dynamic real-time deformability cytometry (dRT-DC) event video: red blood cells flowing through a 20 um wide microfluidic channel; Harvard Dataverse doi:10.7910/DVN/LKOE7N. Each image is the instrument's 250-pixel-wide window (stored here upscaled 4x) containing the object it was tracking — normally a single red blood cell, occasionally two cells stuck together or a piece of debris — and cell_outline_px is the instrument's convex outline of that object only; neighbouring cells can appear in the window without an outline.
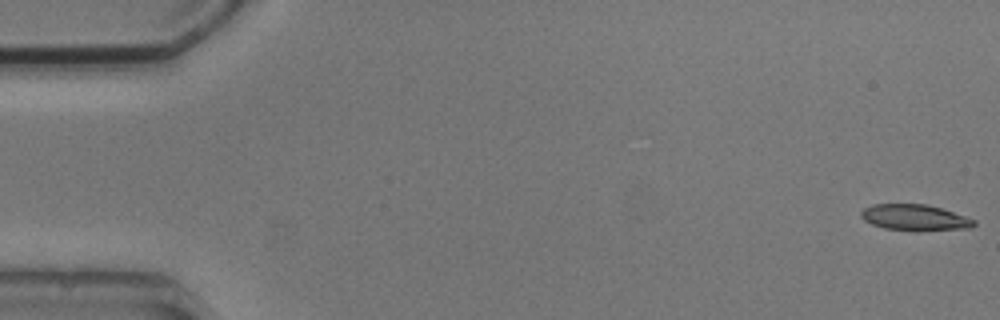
{"species": "common noctule bat (a hibernating species)", "species_latin": "Nyctalus noctula", "temperature_condition": "cold", "stored_images_in_passage": 4, "camera_frame_rate_fps": 3000, "um_per_image_px": 0.085, "animal": {"sex": "male", "body_mass_g": 20.5, "forearm_length_mm": 52.5}, "frame": {"image": 1, "passage_image": 1, "time_ms": 0.0, "image_size_px": [1000, 320], "cell_outline_px": [[976, 224], [972, 228], [916, 232], [912, 232], [884, 228], [872, 224], [864, 220], [860, 216], [860, 212], [864, 208], [872, 204], [928, 204], [976, 220]], "centroid_in_image_um": [77.76, 18.51], "position_along_channel_um": 7.2, "area_um2": 17.51}}
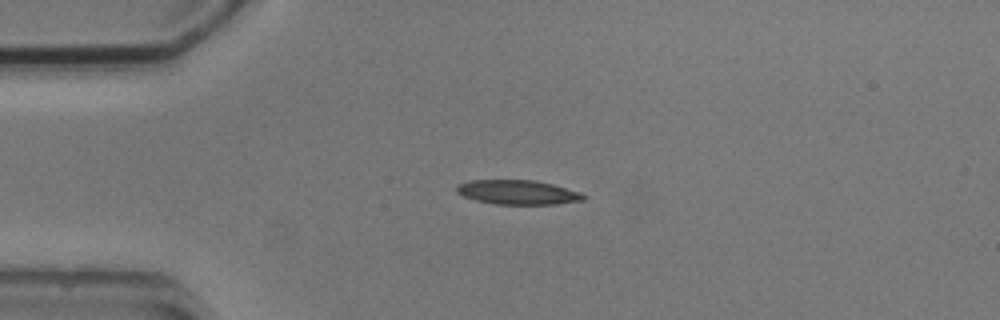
{"frame": {"image": 2, "passage_image": 4, "time_ms": 4.0, "image_size_px": [1000, 320], "cell_outline_px": [[588, 196], [584, 200], [556, 204], [496, 204], [476, 200], [464, 196], [456, 192], [456, 184], [468, 180], [536, 180], [552, 184], [580, 192]], "centroid_in_image_um": [44.0, 16.33], "position_along_channel_um": 41.0, "area_um2": 18.09}}